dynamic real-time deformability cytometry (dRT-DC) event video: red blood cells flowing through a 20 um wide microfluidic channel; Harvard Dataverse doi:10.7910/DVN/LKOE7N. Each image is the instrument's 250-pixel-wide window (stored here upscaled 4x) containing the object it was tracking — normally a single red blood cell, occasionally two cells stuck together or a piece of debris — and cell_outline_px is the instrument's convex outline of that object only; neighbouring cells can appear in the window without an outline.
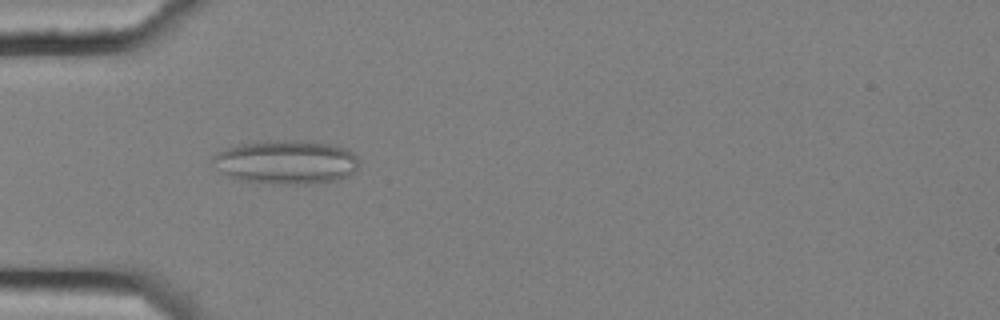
{"species": "common noctule bat (a hibernating species)", "species_latin": "Nyctalus noctula", "temperature_condition": "cold", "stored_images_in_passage": 7, "camera_frame_rate_fps": 3000, "um_per_image_px": 0.085, "animal": {"sex": "female", "body_mass_g": 25.1}, "frame": {"image": 1, "passage_image": 6, "time_ms": 1.667, "image_size_px": [1000, 320], "cell_outline_px": [[356, 168], [348, 176], [336, 180], [308, 184], [272, 184], [236, 180], [228, 176], [212, 160], [212, 156], [236, 144], [296, 140], [328, 144], [348, 148], [356, 156]], "centroid_in_image_um": [24.33, 13.8], "position_along_channel_um": 60.7, "area_um2": 36.82}}